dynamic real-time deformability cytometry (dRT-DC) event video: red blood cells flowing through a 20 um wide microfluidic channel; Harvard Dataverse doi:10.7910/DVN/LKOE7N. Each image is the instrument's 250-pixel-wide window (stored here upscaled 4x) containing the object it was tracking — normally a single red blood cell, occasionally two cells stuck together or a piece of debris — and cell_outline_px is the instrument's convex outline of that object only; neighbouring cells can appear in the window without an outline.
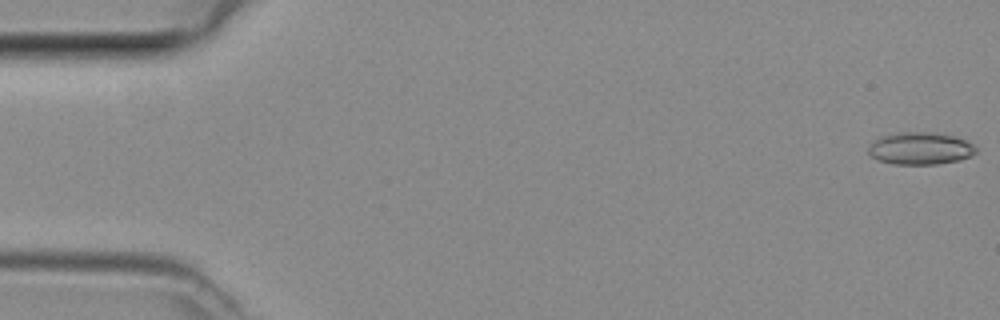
{"species": "common noctule bat (a hibernating species)", "species_latin": "Nyctalus noctula", "temperature_condition": "room temperature", "stored_images_in_passage": 48, "camera_frame_rate_fps": 3000, "um_per_image_px": 0.085, "animal": {"sex": "female", "body_mass_g": 29.2, "forearm_length_mm": 56.3}, "frame": {"image": 1, "passage_image": 1, "time_ms": 0.0, "image_size_px": [1000, 320], "cell_outline_px": [[976, 152], [960, 160], [936, 164], [892, 164], [880, 160], [872, 156], [868, 152], [868, 144], [872, 140], [880, 136], [900, 132], [944, 132], [956, 136], [972, 144], [976, 148]], "centroid_in_image_um": [78.2, 12.59], "position_along_channel_um": 6.8, "area_um2": 20.46}}
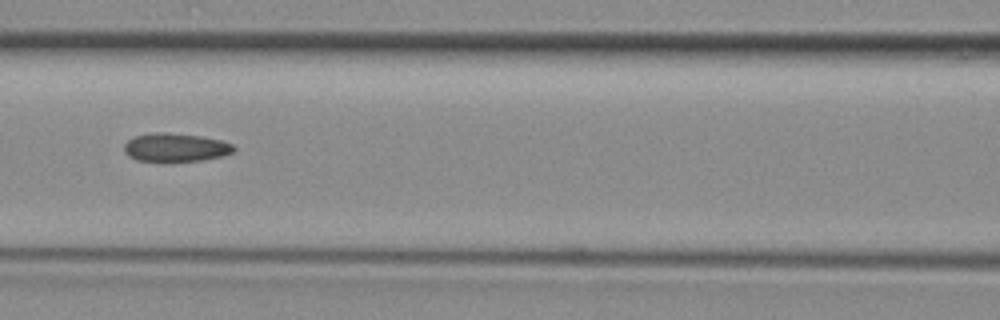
{"frame": {"image": 2, "passage_image": 21, "time_ms": 6.667, "image_size_px": [1000, 320], "cell_outline_px": [[236, 148], [232, 152], [220, 156], [200, 160], [164, 164], [136, 160], [128, 156], [124, 152], [124, 144], [128, 140], [136, 136], [152, 132], [164, 132], [200, 136], [220, 140], [232, 144]], "centroid_in_image_um": [14.85, 12.57], "position_along_channel_um": 151.7, "area_um2": 18.67}}
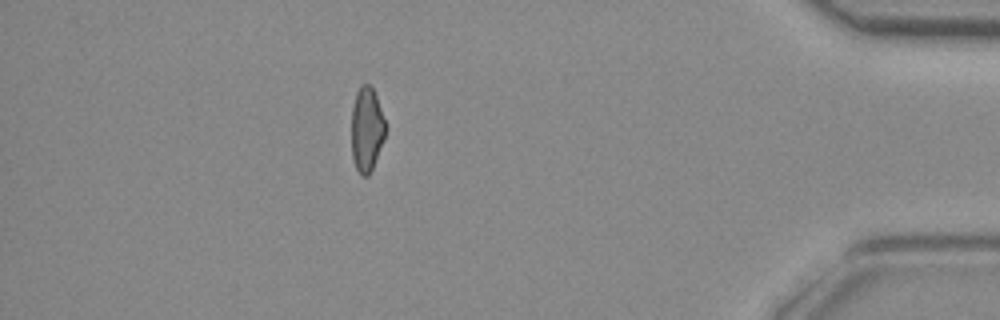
{"frame": {"image": 3, "passage_image": 42, "time_ms": 13.667, "image_size_px": [1000, 320], "cell_outline_px": [[384, 140], [372, 168], [368, 176], [360, 176], [356, 168], [352, 156], [352, 108], [356, 92], [360, 84], [368, 84], [372, 88], [376, 96], [384, 120]], "centroid_in_image_um": [31.15, 11.0], "position_along_channel_um": 404.1, "area_um2": 16.47}}